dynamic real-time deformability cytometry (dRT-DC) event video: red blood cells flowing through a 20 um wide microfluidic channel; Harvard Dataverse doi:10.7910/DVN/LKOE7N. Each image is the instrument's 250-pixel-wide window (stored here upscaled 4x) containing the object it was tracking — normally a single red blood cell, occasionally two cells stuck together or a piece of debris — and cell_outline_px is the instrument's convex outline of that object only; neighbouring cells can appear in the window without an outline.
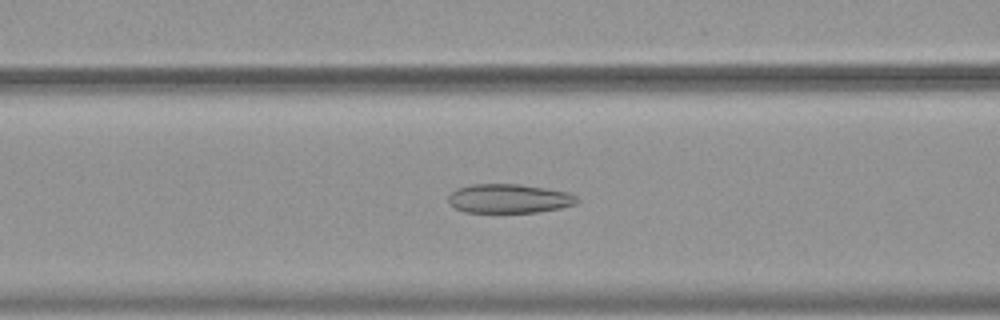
{"species": "common noctule bat (a hibernating species)", "species_latin": "Nyctalus noctula", "temperature_condition": "warm", "stored_images_in_passage": 44, "camera_frame_rate_fps": 3000, "um_per_image_px": 0.085, "animal": {"sex": "female", "body_mass_g": 19.9}, "frame": {"image": 1, "passage_image": 19, "time_ms": 6.0, "image_size_px": [1000, 320], "cell_outline_px": [[580, 200], [576, 204], [560, 208], [536, 212], [464, 212], [448, 204], [448, 196], [456, 188], [472, 184], [520, 184], [568, 192], [576, 196]], "centroid_in_image_um": [43.25, 16.87], "position_along_channel_um": 123.3, "area_um2": 21.85}}
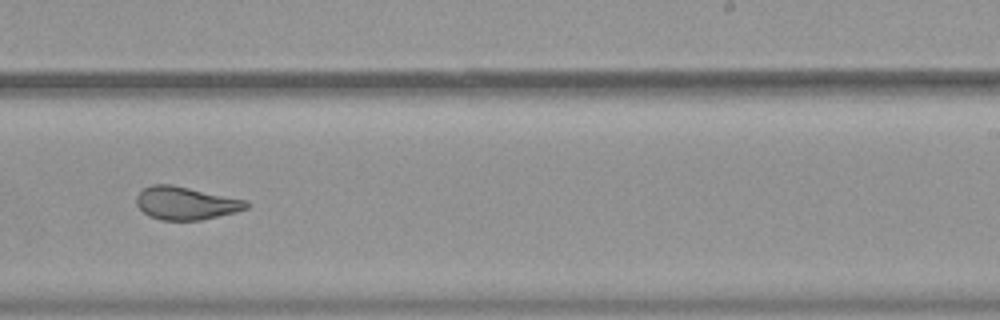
{"frame": {"image": 2, "passage_image": 31, "time_ms": 10.0, "image_size_px": [1000, 320], "cell_outline_px": [[248, 208], [236, 212], [200, 220], [160, 220], [148, 216], [136, 204], [136, 196], [144, 188], [152, 184], [172, 184], [248, 200]], "centroid_in_image_um": [15.8, 17.26], "position_along_channel_um": 273.2, "area_um2": 21.21}}
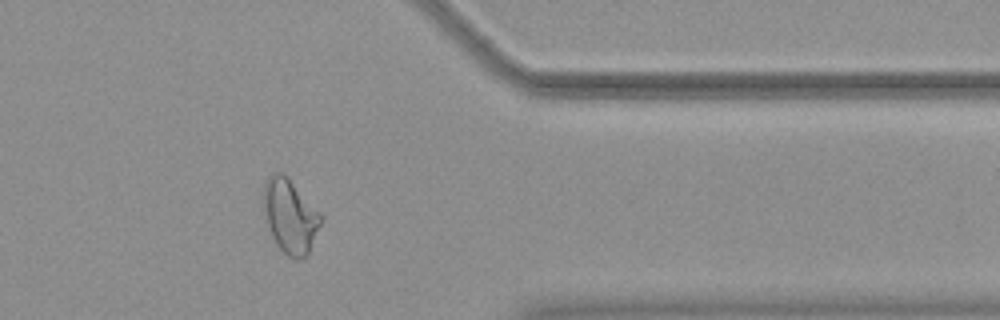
{"frame": {"image": 3, "passage_image": 41, "time_ms": 13.333, "image_size_px": [1000, 320], "cell_outline_px": [[324, 220], [308, 252], [300, 260], [292, 260], [276, 244], [272, 236], [264, 212], [260, 196], [264, 184], [272, 172], [284, 172], [288, 176], [324, 216]], "centroid_in_image_um": [24.66, 18.33], "position_along_channel_um": 386.7, "area_um2": 25.32}, "authors_computed_cell_mechanics": {"area_um2": 23.5246, "velocity_mm_per_s": 3.7549, "shape_relaxation_time_tau1_ms": 10.4788, "shape_relaxation_time_tau2_ms": 1.1881, "deformation_change_tau1": 0.2495, "deformation_change_tau2": 0.0945}}